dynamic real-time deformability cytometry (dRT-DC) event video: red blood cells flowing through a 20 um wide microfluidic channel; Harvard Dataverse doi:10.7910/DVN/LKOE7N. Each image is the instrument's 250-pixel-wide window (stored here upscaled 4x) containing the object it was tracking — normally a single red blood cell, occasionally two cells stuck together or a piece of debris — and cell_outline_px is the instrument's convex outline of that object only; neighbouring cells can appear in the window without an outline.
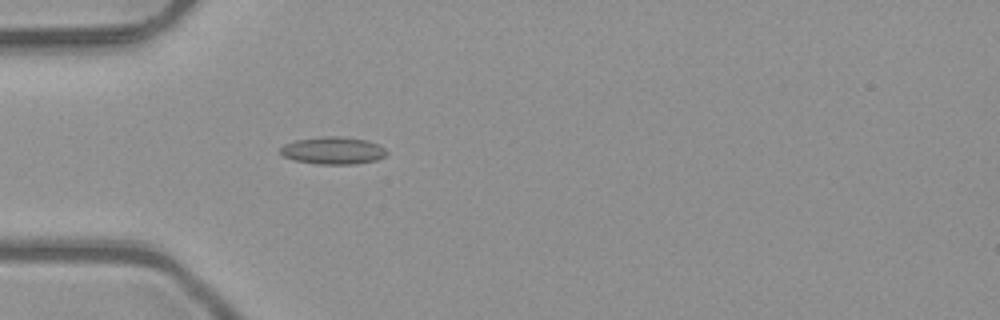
{"species": "common noctule bat (a hibernating species)", "species_latin": "Nyctalus noctula", "temperature_condition": "room temperature", "stored_images_in_passage": 1, "camera_frame_rate_fps": 3000, "um_per_image_px": 0.085, "animal": {"sex": "male", "body_mass_g": 23.1, "forearm_length_mm": 52.7}, "frame": {"image": 1, "passage_image": 1, "time_ms": 0.0, "image_size_px": [1000, 320], "cell_outline_px": [[388, 152], [384, 156], [376, 160], [356, 164], [316, 164], [292, 160], [280, 156], [280, 148], [284, 144], [296, 140], [324, 136], [340, 136], [364, 140], [376, 144], [384, 148]], "centroid_in_image_um": [28.25, 12.81], "position_along_channel_um": 56.8, "area_um2": 16.99}}